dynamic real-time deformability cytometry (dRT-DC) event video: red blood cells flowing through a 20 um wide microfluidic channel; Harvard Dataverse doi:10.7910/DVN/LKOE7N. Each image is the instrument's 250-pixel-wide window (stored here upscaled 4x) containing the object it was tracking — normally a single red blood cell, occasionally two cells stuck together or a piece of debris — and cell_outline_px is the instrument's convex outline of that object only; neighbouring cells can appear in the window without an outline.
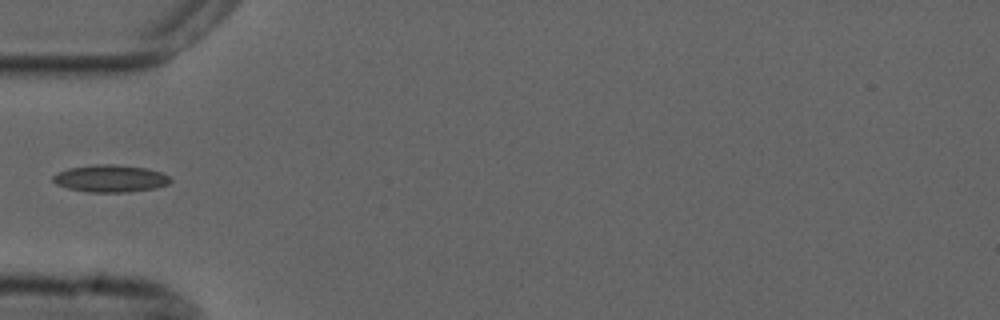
{"species": "common noctule bat (a hibernating species)", "species_latin": "Nyctalus noctula", "temperature_condition": "cold", "stored_images_in_passage": 5, "camera_frame_rate_fps": 3000, "um_per_image_px": 0.085, "animal": {"sex": "male", "forearm_length_mm": 52.5}, "frame": {"image": 1, "passage_image": 5, "time_ms": 4.667, "image_size_px": [1000, 320], "cell_outline_px": [[172, 180], [168, 184], [156, 188], [128, 192], [88, 192], [68, 188], [56, 184], [52, 180], [52, 176], [68, 168], [92, 164], [112, 164], [148, 168], [160, 172], [168, 176]], "centroid_in_image_um": [9.38, 15.17], "position_along_channel_um": 75.6, "area_um2": 18.67}}